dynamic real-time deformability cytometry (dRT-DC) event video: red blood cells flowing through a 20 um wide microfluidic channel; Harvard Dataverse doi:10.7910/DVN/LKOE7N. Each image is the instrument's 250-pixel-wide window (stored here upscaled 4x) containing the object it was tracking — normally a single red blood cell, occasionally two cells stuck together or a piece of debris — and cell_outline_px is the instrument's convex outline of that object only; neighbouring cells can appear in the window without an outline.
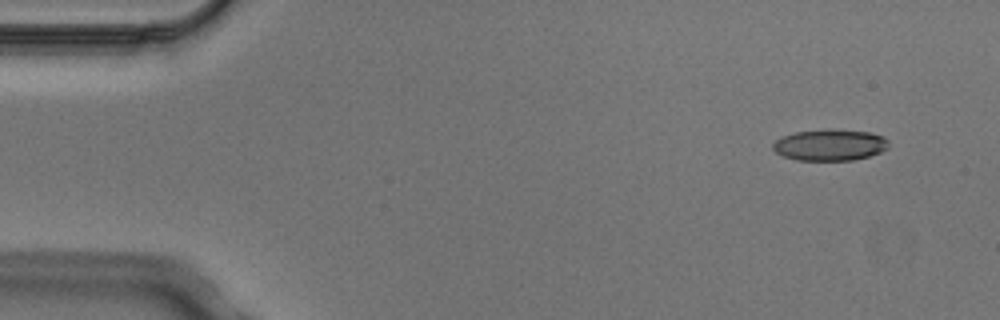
{"species": "Egyptian fruit bat (a non-hibernating species)", "species_latin": "Rousettus aegyptiacus", "temperature_condition": "cold", "stored_images_in_passage": 5, "camera_frame_rate_fps": 3000, "um_per_image_px": 0.085, "animal": {"sex": "male"}, "frame": {"image": 1, "passage_image": 1, "time_ms": 0.0, "image_size_px": [1000, 320], "cell_outline_px": [[888, 148], [880, 152], [868, 156], [852, 160], [796, 160], [784, 156], [776, 152], [772, 148], [772, 144], [776, 140], [784, 136], [796, 132], [828, 128], [868, 132], [884, 136], [888, 140]], "centroid_in_image_um": [70.55, 12.31], "position_along_channel_um": 14.5, "area_um2": 21.15}}